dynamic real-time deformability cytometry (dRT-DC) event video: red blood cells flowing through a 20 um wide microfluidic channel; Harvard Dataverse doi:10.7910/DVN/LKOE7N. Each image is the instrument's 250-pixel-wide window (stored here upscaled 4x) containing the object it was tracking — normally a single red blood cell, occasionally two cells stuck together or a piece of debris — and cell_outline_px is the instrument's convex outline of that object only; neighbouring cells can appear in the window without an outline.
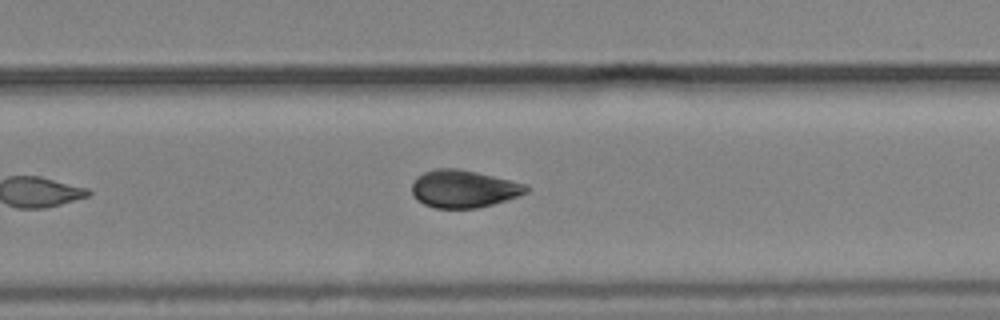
{"species": "common noctule bat (a hibernating species)", "species_latin": "Nyctalus noctula", "temperature_condition": "cold", "stored_images_in_passage": 10, "camera_frame_rate_fps": 3000, "um_per_image_px": 0.085, "animal": {"sex": "male", "body_mass_g": 19.2, "forearm_length_mm": 51.8}, "frame": {"image": 1, "passage_image": 10, "time_ms": 3.0, "image_size_px": [1000, 320], "cell_outline_px": [[532, 188], [528, 192], [508, 200], [476, 208], [436, 208], [424, 204], [416, 200], [412, 192], [412, 184], [416, 176], [424, 172], [436, 168], [460, 168], [528, 184]], "centroid_in_image_um": [39.43, 16.04], "position_along_channel_um": 290.4, "area_um2": 25.32}}